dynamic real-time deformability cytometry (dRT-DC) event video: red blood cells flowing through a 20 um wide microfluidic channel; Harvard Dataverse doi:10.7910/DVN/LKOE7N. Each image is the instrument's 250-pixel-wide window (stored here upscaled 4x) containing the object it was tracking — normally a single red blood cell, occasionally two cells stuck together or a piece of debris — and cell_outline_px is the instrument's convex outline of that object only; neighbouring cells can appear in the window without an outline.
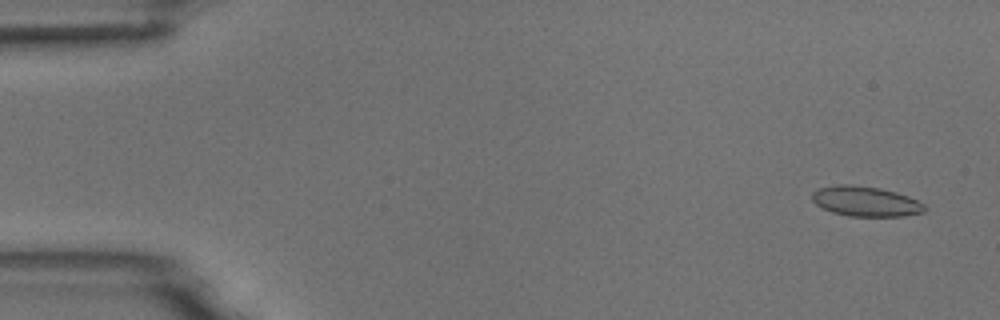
{"species": "common noctule bat (a hibernating species)", "species_latin": "Nyctalus noctula", "temperature_condition": "room temperature", "stored_images_in_passage": 53, "camera_frame_rate_fps": 3000, "um_per_image_px": 0.085, "animal": {"sex": "male", "body_mass_g": 18.8}, "frame": {"image": 1, "passage_image": 3, "time_ms": 0.667, "image_size_px": [1000, 320], "cell_outline_px": [[928, 208], [924, 212], [904, 216], [848, 216], [832, 212], [816, 204], [812, 200], [812, 192], [820, 188], [840, 184], [852, 184], [880, 188], [896, 192], [908, 196], [924, 204]], "centroid_in_image_um": [73.6, 17.11], "position_along_channel_um": 11.4, "area_um2": 19.71}}
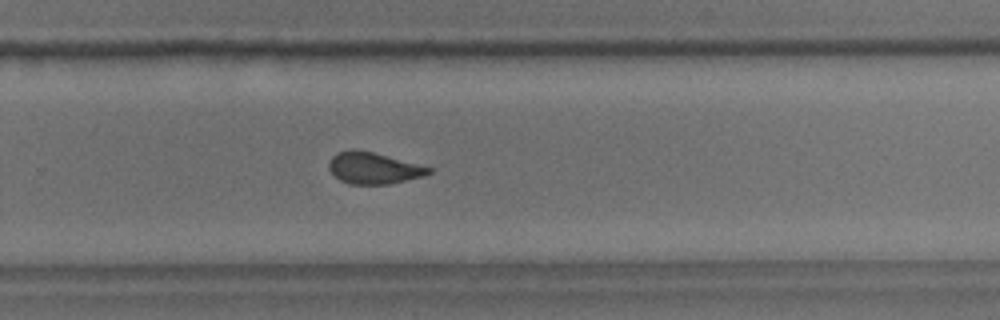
{"frame": {"image": 2, "passage_image": 36, "time_ms": 11.667, "image_size_px": [1000, 320], "cell_outline_px": [[432, 172], [424, 176], [388, 184], [348, 184], [340, 180], [328, 168], [328, 164], [332, 156], [336, 152], [352, 148], [356, 148], [372, 152], [432, 168]], "centroid_in_image_um": [31.71, 14.28], "position_along_channel_um": 298.1, "area_um2": 18.26}}
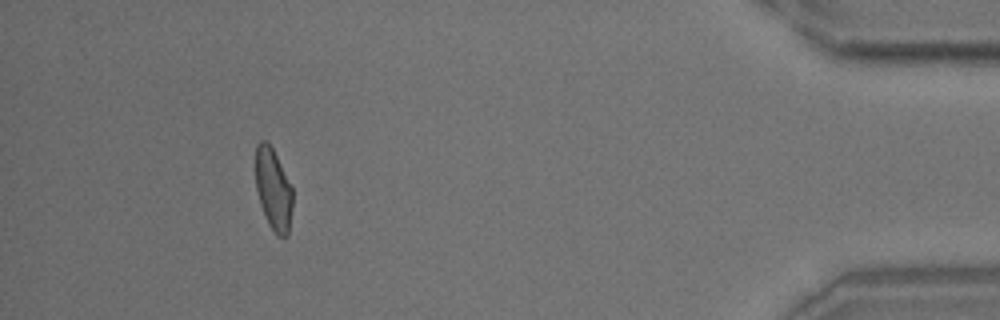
{"frame": {"image": 3, "passage_image": 50, "time_ms": 16.333, "image_size_px": [1000, 320], "cell_outline_px": [[292, 208], [288, 236], [284, 240], [276, 236], [268, 224], [260, 204], [256, 188], [256, 144], [260, 140], [264, 140], [272, 148], [292, 188]], "centroid_in_image_um": [23.23, 16.18], "position_along_channel_um": 412.0, "area_um2": 17.63}}